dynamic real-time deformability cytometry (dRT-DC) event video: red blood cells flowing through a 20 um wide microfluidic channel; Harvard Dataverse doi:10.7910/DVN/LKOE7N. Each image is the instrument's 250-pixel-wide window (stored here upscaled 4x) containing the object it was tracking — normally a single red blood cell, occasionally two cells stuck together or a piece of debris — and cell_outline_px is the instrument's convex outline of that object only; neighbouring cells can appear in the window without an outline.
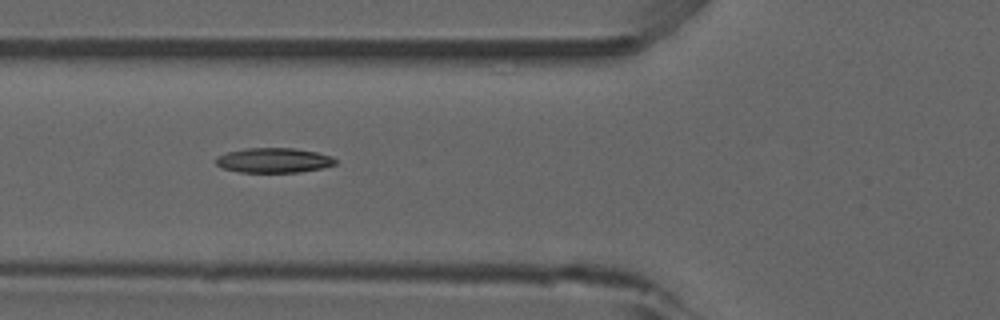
{"species": "common noctule bat (a hibernating species)", "species_latin": "Nyctalus noctula", "temperature_condition": "room temperature", "stored_images_in_passage": 39, "camera_frame_rate_fps": 3000, "um_per_image_px": 0.085, "animal": {"sex": "male", "forearm_length_mm": 52.5}, "frame": {"image": 1, "passage_image": 6, "time_ms": 1.667, "image_size_px": [1000, 320], "cell_outline_px": [[336, 164], [324, 168], [300, 172], [240, 172], [224, 168], [216, 164], [216, 160], [220, 156], [228, 152], [244, 148], [296, 148], [316, 152], [332, 156], [336, 160]], "centroid_in_image_um": [23.32, 13.62], "position_along_channel_um": 102.5, "area_um2": 17.22}, "authors_computed_cell_mechanics": {"area_um2": 16.9932, "velocity_mm_per_s": 3.9114, "shape_relaxation_time_tau1_ms": 10.8374, "shape_relaxation_time_tau2_ms": 7.1083, "deformation_change_tau1": 0.2262, "deformation_change_tau2": 0.152}}